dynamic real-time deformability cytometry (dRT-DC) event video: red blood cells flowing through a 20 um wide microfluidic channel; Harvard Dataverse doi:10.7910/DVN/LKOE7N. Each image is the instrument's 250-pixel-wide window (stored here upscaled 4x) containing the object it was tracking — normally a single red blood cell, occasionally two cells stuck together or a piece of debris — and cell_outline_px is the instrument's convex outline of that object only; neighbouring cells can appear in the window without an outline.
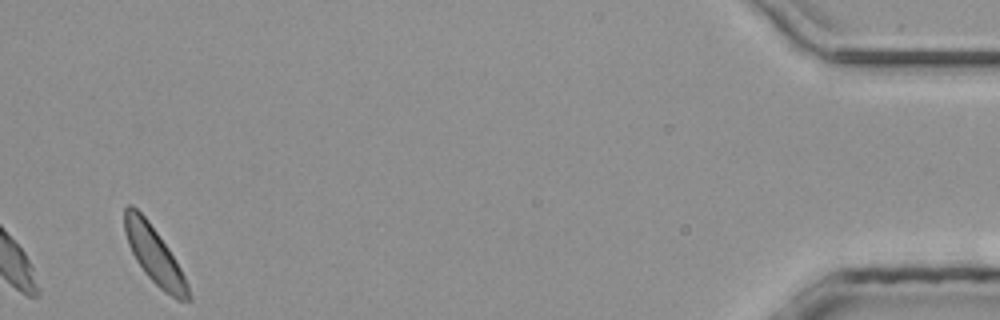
{"species": "common noctule bat (a hibernating species)", "species_latin": "Nyctalus noctula", "temperature_condition": "room temperature", "stored_images_in_passage": 28, "camera_frame_rate_fps": 3000, "um_per_image_px": 0.085, "animal": {"sex": "male", "body_mass_g": 20.4}, "frame": {"image": 1, "passage_image": 28, "time_ms": 9.0, "image_size_px": [1000, 320], "cell_outline_px": [[192, 300], [176, 300], [164, 292], [144, 272], [136, 260], [128, 244], [124, 232], [124, 208], [128, 204], [132, 204], [148, 220], [168, 248], [180, 268], [188, 284], [192, 296]], "centroid_in_image_um": [13.11, 21.69], "position_along_channel_um": 422.1, "area_um2": 21.04}}